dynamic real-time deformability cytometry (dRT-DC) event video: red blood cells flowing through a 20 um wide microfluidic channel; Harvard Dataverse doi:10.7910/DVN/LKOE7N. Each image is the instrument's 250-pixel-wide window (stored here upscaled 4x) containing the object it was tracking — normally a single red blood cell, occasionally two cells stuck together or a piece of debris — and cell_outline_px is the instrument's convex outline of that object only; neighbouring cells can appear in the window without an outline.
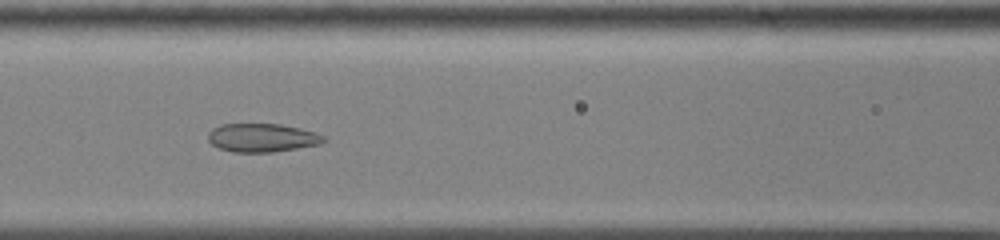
{"species": "common noctule bat (a hibernating species)", "species_latin": "Nyctalus noctula", "temperature_condition": "cold", "stored_images_in_passage": 40, "camera_frame_rate_fps": 3000, "um_per_image_px": 0.085, "animal": {"sex": "male", "body_mass_g": 13.0, "forearm_length_mm": 53.1}, "frame": {"image": 1, "passage_image": 9, "time_ms": 2.667, "image_size_px": [1000, 240], "cell_outline_px": [[328, 140], [320, 144], [272, 152], [232, 152], [220, 148], [212, 144], [208, 140], [208, 132], [212, 128], [220, 124], [280, 124], [300, 128], [316, 132], [324, 136]], "centroid_in_image_um": [22.28, 11.7], "position_along_channel_um": 144.3, "area_um2": 19.25}}
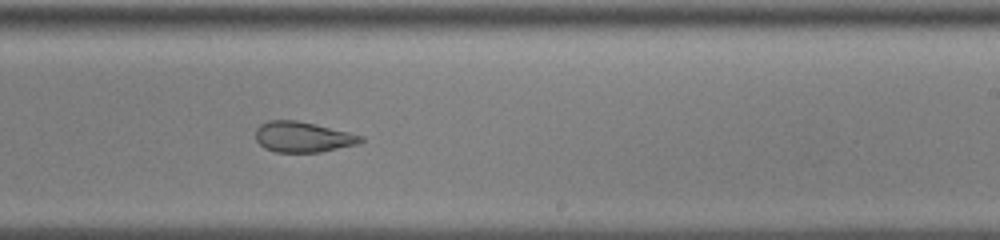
{"frame": {"image": 2, "passage_image": 19, "time_ms": 6.0, "image_size_px": [1000, 240], "cell_outline_px": [[364, 140], [360, 144], [320, 152], [276, 152], [264, 148], [256, 140], [256, 128], [260, 124], [268, 120], [296, 120], [348, 132], [364, 136]], "centroid_in_image_um": [25.74, 11.65], "position_along_channel_um": 263.3, "area_um2": 18.73}}
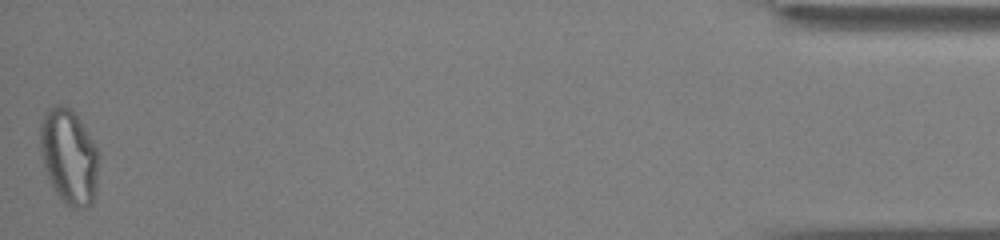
{"frame": {"image": 3, "passage_image": 40, "time_ms": 13.0, "image_size_px": [1000, 240], "cell_outline_px": [[96, 180], [92, 204], [88, 208], [72, 208], [64, 204], [56, 192], [48, 176], [40, 152], [40, 124], [44, 112], [48, 108], [56, 104], [60, 104], [68, 108], [80, 120], [92, 140], [96, 148]], "centroid_in_image_um": [5.82, 13.3], "position_along_channel_um": 429.4, "area_um2": 31.85}, "authors_computed_cell_mechanics": {"area_um2": 20.8658, "velocity_mm_per_s": 3.576, "shape_relaxation_time_tau1_ms": null, "shape_relaxation_time_tau2_ms": 1.5791, "deformation_change_tau1": null, "deformation_change_tau2": 0.0609}}